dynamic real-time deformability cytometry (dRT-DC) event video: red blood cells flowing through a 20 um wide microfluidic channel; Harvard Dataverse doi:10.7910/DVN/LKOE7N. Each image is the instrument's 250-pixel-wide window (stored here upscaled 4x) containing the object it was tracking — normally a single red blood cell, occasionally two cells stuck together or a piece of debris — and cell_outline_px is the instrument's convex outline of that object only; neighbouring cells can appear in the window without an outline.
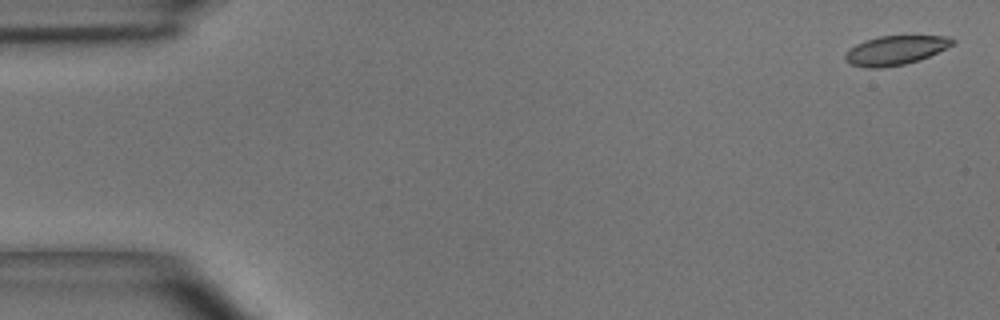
{"species": "common noctule bat (a hibernating species)", "species_latin": "Nyctalus noctula", "temperature_condition": "room temperature", "stored_images_in_passage": 5, "camera_frame_rate_fps": 3000, "um_per_image_px": 0.085, "animal": {"sex": "male", "body_mass_g": 15.6}, "frame": {"image": 1, "passage_image": 1, "time_ms": 0.0, "image_size_px": [1000, 320], "cell_outline_px": [[956, 44], [920, 60], [904, 64], [880, 68], [868, 68], [852, 64], [844, 60], [844, 56], [856, 44], [864, 40], [880, 36], [952, 36], [956, 40]], "centroid_in_image_um": [76.17, 4.27], "position_along_channel_um": 8.8, "area_um2": 18.26}}
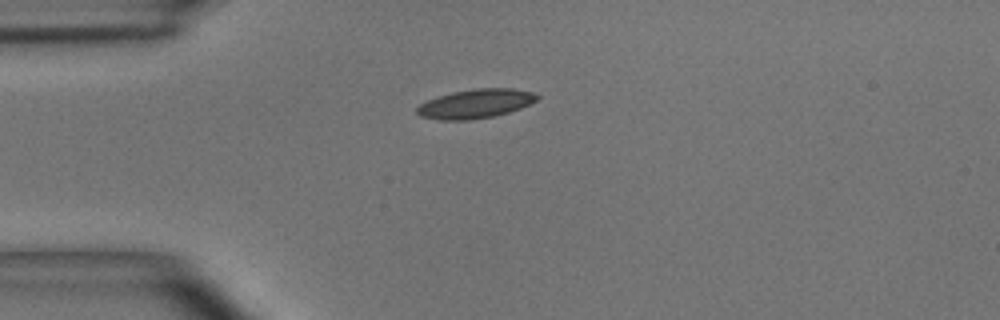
{"frame": {"image": 2, "passage_image": 4, "time_ms": 1.0, "image_size_px": [1000, 320], "cell_outline_px": [[540, 96], [536, 100], [520, 108], [508, 112], [492, 116], [468, 120], [440, 120], [420, 116], [416, 112], [416, 108], [420, 104], [428, 100], [452, 92], [476, 88], [512, 88], [532, 92]], "centroid_in_image_um": [40.4, 8.81], "position_along_channel_um": 44.6, "area_um2": 20.11}}